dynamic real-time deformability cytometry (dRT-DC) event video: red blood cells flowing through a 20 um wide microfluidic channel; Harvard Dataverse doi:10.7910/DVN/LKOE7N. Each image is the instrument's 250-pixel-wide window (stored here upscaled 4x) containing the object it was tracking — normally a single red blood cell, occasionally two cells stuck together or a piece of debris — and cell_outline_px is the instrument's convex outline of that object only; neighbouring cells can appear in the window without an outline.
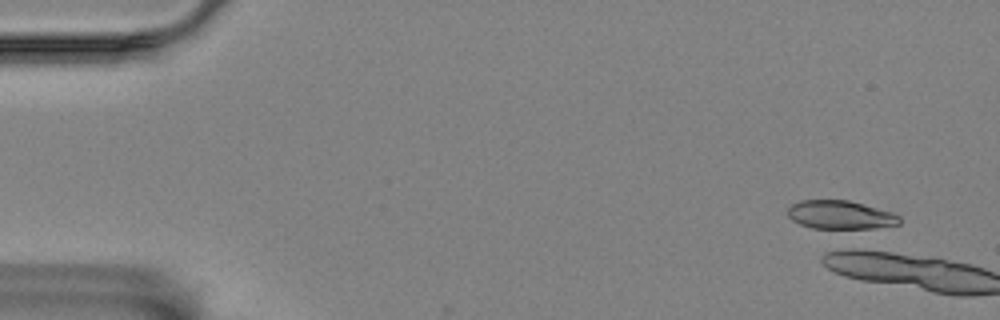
{"species": "Egyptian fruit bat (a non-hibernating species)", "species_latin": "Rousettus aegyptiacus", "temperature_condition": "room temperature", "stored_images_in_passage": 3, "camera_frame_rate_fps": 3000, "um_per_image_px": 0.085, "animal": {"sex": "female"}, "frame": {"image": 1, "passage_image": 1, "time_ms": 0.0, "image_size_px": [1000, 320], "cell_outline_px": [[900, 224], [852, 232], [812, 228], [800, 224], [792, 220], [788, 216], [788, 208], [792, 204], [800, 200], [848, 200], [892, 212], [900, 216]], "centroid_in_image_um": [71.45, 18.32], "position_along_channel_um": 13.5, "area_um2": 19.42}}